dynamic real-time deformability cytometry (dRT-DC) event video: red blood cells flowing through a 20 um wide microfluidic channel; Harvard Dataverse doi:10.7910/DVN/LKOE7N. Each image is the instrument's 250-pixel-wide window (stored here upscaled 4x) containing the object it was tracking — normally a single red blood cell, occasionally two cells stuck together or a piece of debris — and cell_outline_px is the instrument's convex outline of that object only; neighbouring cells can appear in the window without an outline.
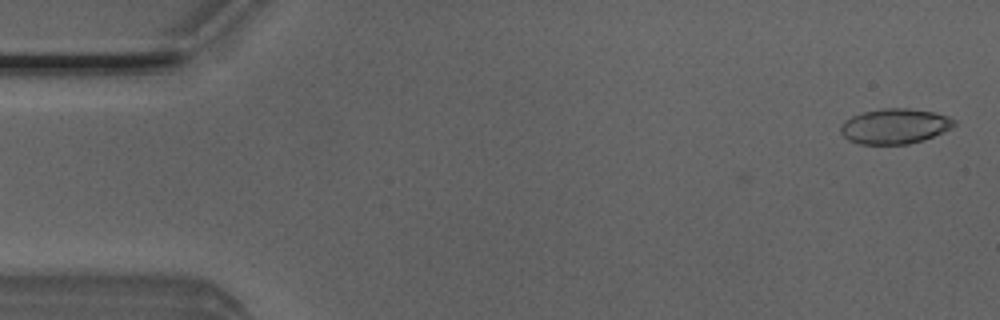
{"species": "Egyptian fruit bat (a non-hibernating species)", "species_latin": "Rousettus aegyptiacus", "temperature_condition": "room temperature", "stored_images_in_passage": 2, "camera_frame_rate_fps": 3000, "um_per_image_px": 0.085, "animal": {"sex": "male"}, "frame": {"image": 1, "passage_image": 2, "time_ms": 0.333, "image_size_px": [1000, 320], "cell_outline_px": [[956, 124], [952, 128], [932, 136], [908, 144], [860, 144], [848, 140], [840, 132], [840, 128], [844, 120], [852, 116], [864, 112], [880, 108], [908, 108], [932, 112], [948, 116], [956, 120]], "centroid_in_image_um": [76.04, 10.72], "position_along_channel_um": 9.0, "area_um2": 23.18}}